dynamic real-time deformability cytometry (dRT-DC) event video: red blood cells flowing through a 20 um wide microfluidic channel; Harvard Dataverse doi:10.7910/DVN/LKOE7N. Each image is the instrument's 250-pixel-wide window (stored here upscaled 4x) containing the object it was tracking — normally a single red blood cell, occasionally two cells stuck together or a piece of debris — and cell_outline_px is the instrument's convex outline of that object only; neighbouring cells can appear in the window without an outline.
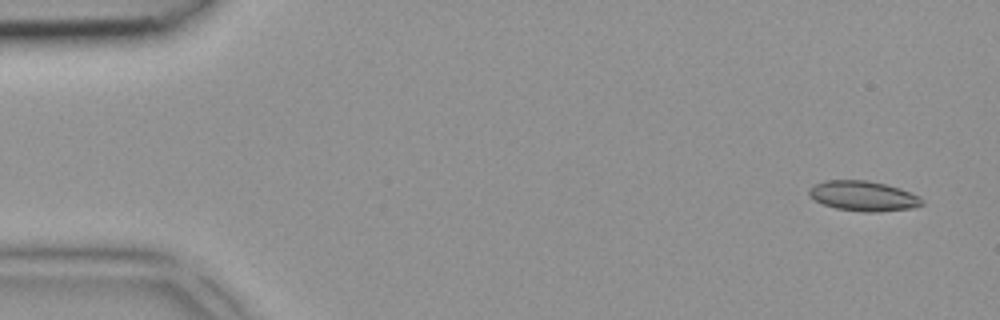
{"species": "common noctule bat (a hibernating species)", "species_latin": "Nyctalus noctula", "temperature_condition": "room temperature", "stored_images_in_passage": 5, "segment_of_instrument_passage": [2, 2], "camera_frame_rate_fps": 3000, "um_per_image_px": 0.085, "animal": {"sex": "female", "body_mass_g": 18.4}, "frame": {"image": 1, "passage_image": 5, "time_ms": 1.333, "image_size_px": [1000, 320], "cell_outline_px": [[924, 204], [912, 208], [880, 212], [860, 212], [836, 208], [824, 204], [808, 196], [808, 192], [816, 184], [828, 180], [868, 180], [900, 188], [920, 196], [924, 200]], "centroid_in_image_um": [73.43, 16.67], "position_along_channel_um": 11.6, "area_um2": 19.77}}